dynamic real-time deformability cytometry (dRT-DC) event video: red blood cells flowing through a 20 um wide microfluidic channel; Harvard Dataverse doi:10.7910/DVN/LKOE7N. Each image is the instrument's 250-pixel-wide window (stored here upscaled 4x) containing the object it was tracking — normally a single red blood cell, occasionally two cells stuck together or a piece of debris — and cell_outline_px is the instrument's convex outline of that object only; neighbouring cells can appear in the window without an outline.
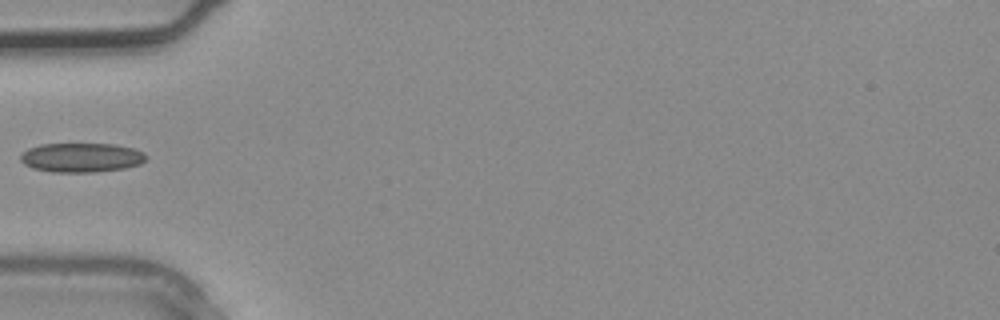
{"species": "common noctule bat (a hibernating species)", "species_latin": "Nyctalus noctula", "temperature_condition": "warm", "stored_images_in_passage": 3, "camera_frame_rate_fps": 3000, "um_per_image_px": 0.085, "animal": {"sex": "male", "body_mass_g": 20.4}, "frame": {"image": 1, "passage_image": 3, "time_ms": 0.667, "image_size_px": [1000, 320], "cell_outline_px": [[148, 156], [140, 164], [124, 168], [96, 172], [52, 172], [32, 168], [24, 164], [20, 160], [20, 156], [28, 148], [40, 144], [116, 144], [132, 148], [144, 152]], "centroid_in_image_um": [6.92, 13.39], "position_along_channel_um": 78.1, "area_um2": 21.5}}